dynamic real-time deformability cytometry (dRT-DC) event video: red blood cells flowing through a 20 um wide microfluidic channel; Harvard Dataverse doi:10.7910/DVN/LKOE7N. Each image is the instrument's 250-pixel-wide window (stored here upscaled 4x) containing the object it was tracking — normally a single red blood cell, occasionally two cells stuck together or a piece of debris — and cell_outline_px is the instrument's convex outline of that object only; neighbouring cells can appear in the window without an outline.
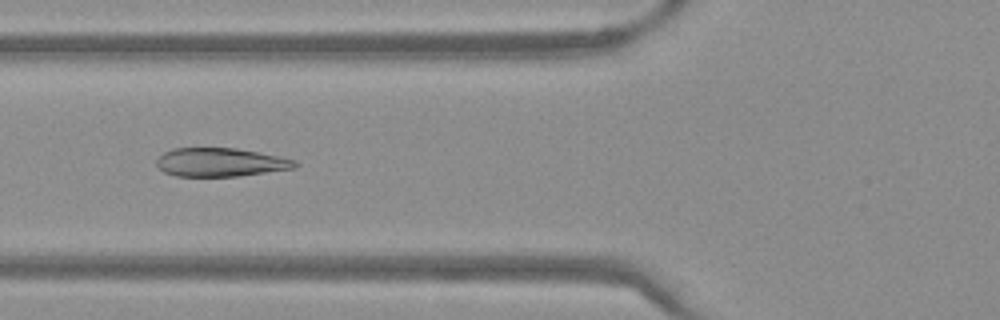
{"species": "Egyptian fruit bat (a non-hibernating species)", "species_latin": "Rousettus aegyptiacus", "temperature_condition": "warm", "stored_images_in_passage": 51, "camera_frame_rate_fps": 3000, "um_per_image_px": 0.085, "frame": {"image": 1, "passage_image": 20, "time_ms": 6.333, "image_size_px": [1000, 320], "cell_outline_px": [[300, 164], [296, 168], [236, 176], [176, 176], [164, 172], [156, 164], [156, 160], [164, 152], [172, 148], [236, 148], [260, 152], [296, 160]], "centroid_in_image_um": [18.76, 13.79], "position_along_channel_um": 107.0, "area_um2": 23.06}}
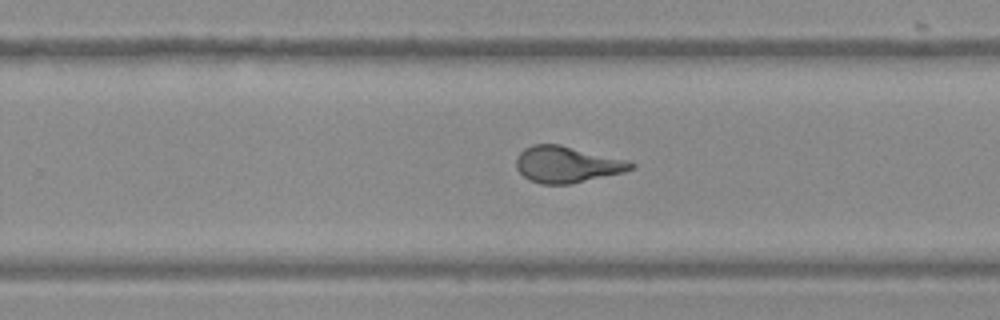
{"frame": {"image": 2, "passage_image": 33, "time_ms": 10.667, "image_size_px": [1000, 320], "cell_outline_px": [[636, 168], [624, 172], [572, 184], [540, 184], [528, 180], [516, 168], [516, 156], [524, 148], [532, 144], [560, 144], [628, 160], [636, 164]], "centroid_in_image_um": [48.2, 13.98], "position_along_channel_um": 281.6, "area_um2": 24.62}}
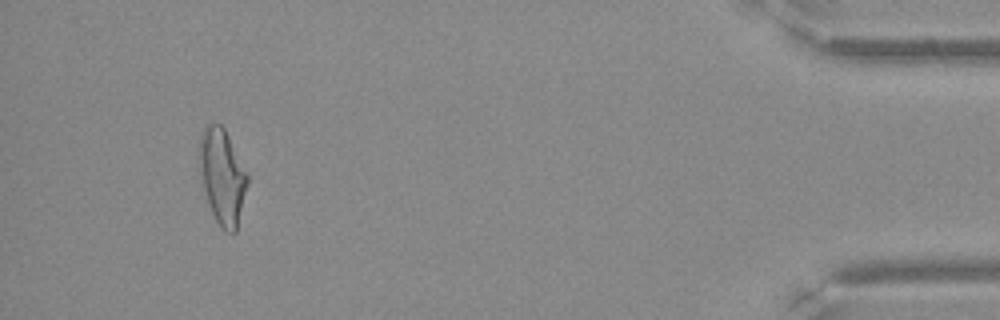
{"frame": {"image": 3, "passage_image": 48, "time_ms": 15.667, "image_size_px": [1000, 320], "cell_outline_px": [[248, 184], [236, 232], [224, 232], [216, 220], [212, 212], [200, 180], [196, 168], [196, 156], [200, 132], [208, 124], [220, 124], [224, 128], [248, 172]], "centroid_in_image_um": [18.85, 14.95], "position_along_channel_um": 416.4, "area_um2": 27.51}}